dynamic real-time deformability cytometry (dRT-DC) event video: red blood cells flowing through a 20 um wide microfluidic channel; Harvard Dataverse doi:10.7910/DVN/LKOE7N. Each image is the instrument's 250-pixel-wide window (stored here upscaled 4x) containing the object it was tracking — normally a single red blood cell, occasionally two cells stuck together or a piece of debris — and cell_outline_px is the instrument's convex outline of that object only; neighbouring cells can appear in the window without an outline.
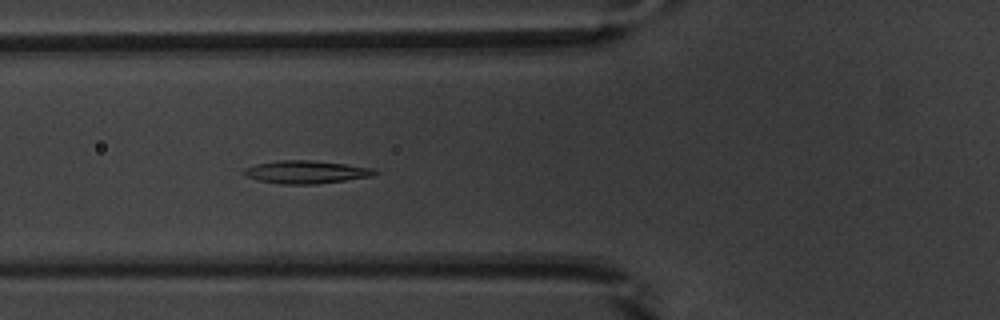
{"species": "common noctule bat (a hibernating species)", "species_latin": "Nyctalus noctula", "temperature_condition": "warm", "stored_images_in_passage": 46, "camera_frame_rate_fps": 3000, "um_per_image_px": 0.085, "animal": {"sex": "male", "body_mass_g": 20.1, "forearm_length_mm": 53.5}, "frame": {"image": 1, "passage_image": 12, "time_ms": 3.667, "image_size_px": [1000, 320], "cell_outline_px": [[380, 172], [372, 176], [316, 184], [280, 184], [260, 180], [244, 176], [240, 172], [244, 168], [256, 164], [276, 160], [312, 160], [344, 164], [372, 168]], "centroid_in_image_um": [25.96, 14.62], "position_along_channel_um": 99.8, "area_um2": 17.46}}
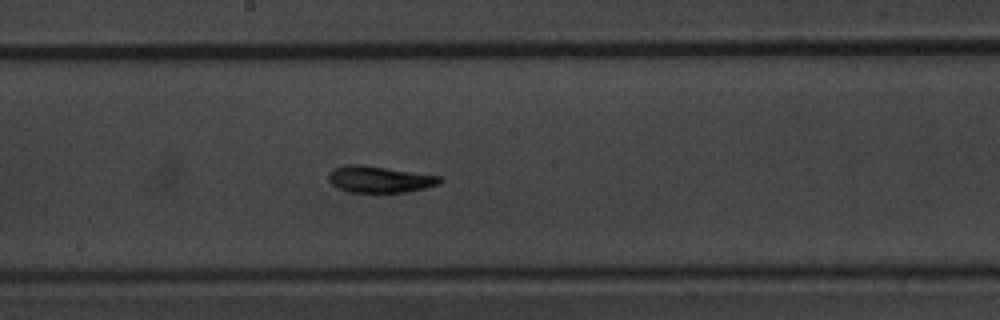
{"frame": {"image": 2, "passage_image": 21, "time_ms": 6.667, "image_size_px": [1000, 320], "cell_outline_px": [[444, 180], [440, 184], [424, 188], [404, 192], [348, 192], [336, 188], [328, 180], [328, 176], [336, 168], [344, 164], [364, 164], [440, 176]], "centroid_in_image_um": [32.26, 15.23], "position_along_channel_um": 215.9, "area_um2": 17.28}}
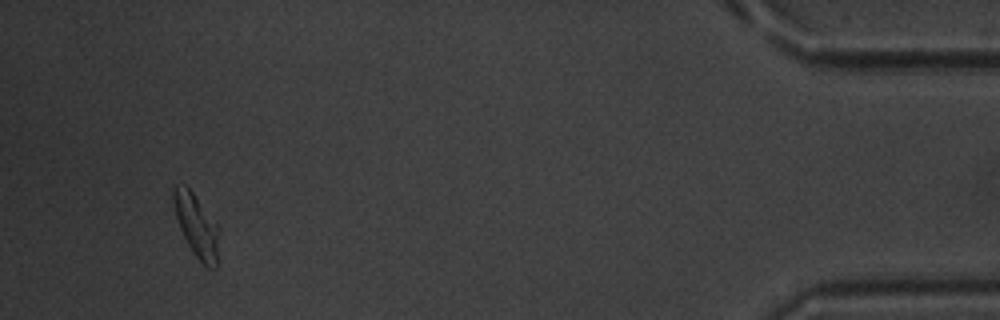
{"frame": {"image": 3, "passage_image": 42, "time_ms": 13.667, "image_size_px": [1000, 320], "cell_outline_px": [[220, 228], [216, 268], [208, 268], [196, 256], [188, 244], [180, 228], [176, 216], [172, 200], [172, 192], [176, 184], [184, 184], [192, 192]], "centroid_in_image_um": [16.71, 19.17], "position_along_channel_um": 418.5, "area_um2": 16.47}, "authors_computed_cell_mechanics": {"area_um2": 17.0799, "velocity_mm_per_s": 3.8636, "shape_relaxation_time_tau1_ms": 4.2432, "shape_relaxation_time_tau2_ms": 4.5822, "deformation_change_tau1": 0.1761, "deformation_change_tau2": 0.1303}}